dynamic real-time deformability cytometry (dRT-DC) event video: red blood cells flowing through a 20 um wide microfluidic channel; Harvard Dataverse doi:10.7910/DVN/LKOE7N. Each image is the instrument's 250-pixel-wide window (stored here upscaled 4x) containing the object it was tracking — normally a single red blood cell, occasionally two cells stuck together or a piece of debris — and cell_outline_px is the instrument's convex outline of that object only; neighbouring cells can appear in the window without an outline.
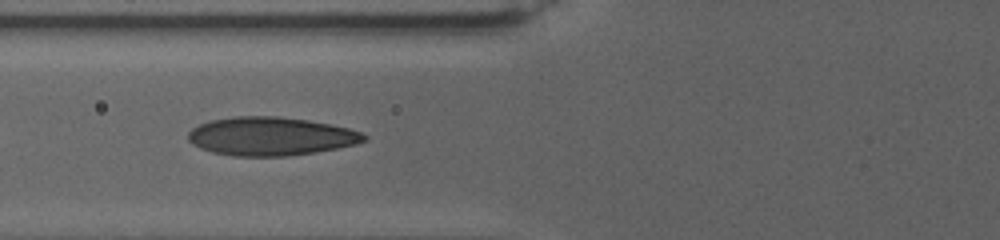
{"species": "human", "species_latin": "Homo sapiens", "temperature_condition": "warm", "stored_images_in_passage": 13, "camera_frame_rate_fps": 3000, "um_per_image_px": 0.085, "donor": {"sex": "female"}, "frame": {"image": 1, "passage_image": 10, "time_ms": 6.0, "image_size_px": [1000, 240], "cell_outline_px": [[368, 140], [356, 144], [316, 152], [288, 156], [232, 156], [212, 152], [200, 148], [192, 144], [188, 140], [188, 132], [192, 128], [200, 124], [212, 120], [232, 116], [280, 116], [308, 120], [348, 128], [360, 132], [368, 136]], "centroid_in_image_um": [23.0, 11.58], "position_along_channel_um": 102.8, "area_um2": 39.54}}
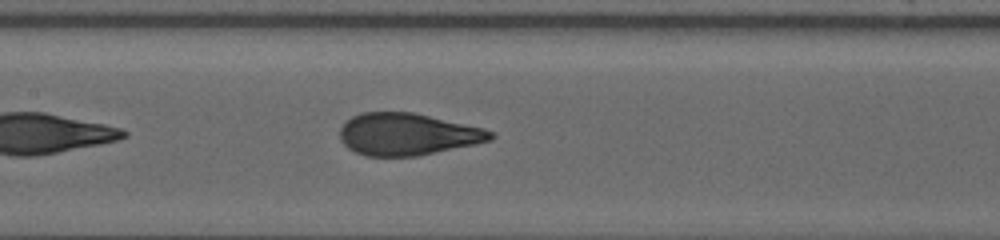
{"frame": {"image": 2, "passage_image": 13, "time_ms": 8.667, "image_size_px": [1000, 240], "cell_outline_px": [[496, 136], [492, 140], [476, 144], [416, 156], [368, 156], [356, 152], [348, 148], [340, 140], [340, 128], [352, 116], [360, 112], [412, 112], [484, 128], [492, 132]], "centroid_in_image_um": [34.64, 11.41], "position_along_channel_um": 172.8, "area_um2": 36.82}}